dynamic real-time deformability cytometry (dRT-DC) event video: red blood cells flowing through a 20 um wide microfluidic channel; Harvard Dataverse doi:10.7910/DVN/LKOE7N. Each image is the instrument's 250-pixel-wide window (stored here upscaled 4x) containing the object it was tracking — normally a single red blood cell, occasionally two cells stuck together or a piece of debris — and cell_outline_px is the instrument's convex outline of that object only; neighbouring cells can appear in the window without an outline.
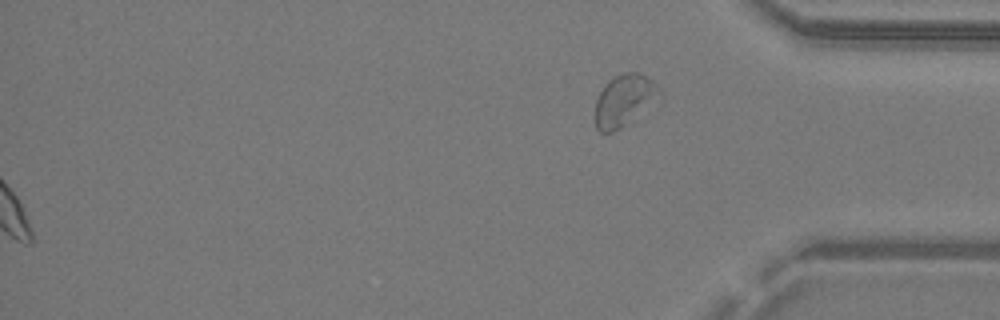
{"species": "common noctule bat (a hibernating species)", "species_latin": "Nyctalus noctula", "temperature_condition": "warm", "stored_images_in_passage": 29, "camera_frame_rate_fps": 3000, "um_per_image_px": 0.085, "animal": {"sex": "male", "body_mass_g": 19.2, "forearm_length_mm": 51.8}, "frame": {"image": 1, "passage_image": 29, "time_ms": 9.333, "image_size_px": [1000, 320], "cell_outline_px": [[660, 92], [620, 128], [612, 132], [600, 132], [596, 128], [596, 100], [600, 92], [608, 80], [612, 76], [624, 72], [640, 72], [648, 76], [660, 88]], "centroid_in_image_um": [52.98, 8.46], "position_along_channel_um": 382.2, "area_um2": 18.38}}